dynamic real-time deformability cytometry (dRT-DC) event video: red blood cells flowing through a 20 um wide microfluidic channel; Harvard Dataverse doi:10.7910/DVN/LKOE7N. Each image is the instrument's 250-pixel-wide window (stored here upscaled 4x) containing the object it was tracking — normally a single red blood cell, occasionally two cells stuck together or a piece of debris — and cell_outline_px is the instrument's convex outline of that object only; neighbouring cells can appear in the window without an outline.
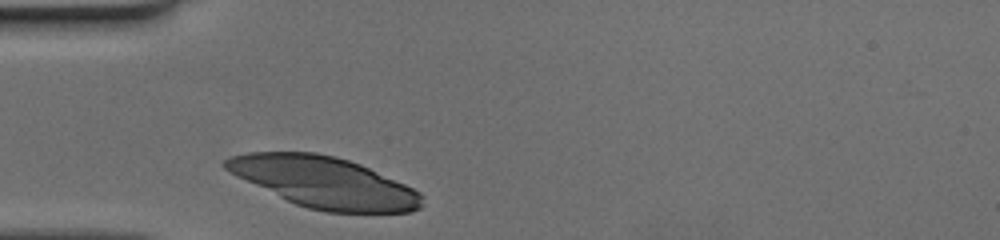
{"species": "human", "species_latin": "Homo sapiens", "temperature_condition": "cold", "stored_images_in_passage": 25, "camera_frame_rate_fps": 3000, "um_per_image_px": 0.085, "donor": {"sex": "female"}, "frame": {"image": 1, "passage_image": 1, "time_ms": 0.0, "image_size_px": [1000, 240], "cell_outline_px": [[424, 196], [420, 208], [412, 212], [328, 212], [308, 208], [296, 204], [236, 176], [224, 168], [220, 164], [228, 156], [248, 152], [316, 152], [336, 156], [360, 164], [404, 184], [420, 192]], "centroid_in_image_um": [27.53, 15.48], "position_along_channel_um": 57.5, "area_um2": 58.09}}